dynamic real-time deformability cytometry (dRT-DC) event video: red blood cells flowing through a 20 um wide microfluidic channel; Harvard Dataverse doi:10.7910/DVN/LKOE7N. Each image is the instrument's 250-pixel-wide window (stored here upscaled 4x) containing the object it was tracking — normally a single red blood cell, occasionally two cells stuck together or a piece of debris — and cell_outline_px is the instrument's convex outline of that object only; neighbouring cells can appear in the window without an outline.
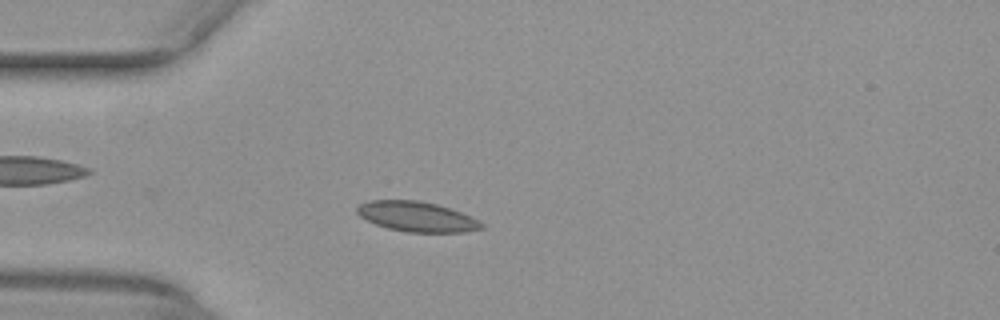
{"species": "common noctule bat (a hibernating species)", "species_latin": "Nyctalus noctula", "temperature_condition": "warm", "stored_images_in_passage": 44, "camera_frame_rate_fps": 3000, "um_per_image_px": 0.085, "animal": {"sex": "female", "body_mass_g": 29.2, "forearm_length_mm": 56.3}, "frame": {"image": 1, "passage_image": 12, "time_ms": 3.667, "image_size_px": [1000, 320], "cell_outline_px": [[484, 228], [464, 232], [408, 232], [388, 228], [376, 224], [360, 216], [356, 212], [356, 204], [368, 200], [416, 200], [436, 204], [452, 208], [472, 216], [480, 220], [484, 224]], "centroid_in_image_um": [35.45, 18.4], "position_along_channel_um": 49.6, "area_um2": 22.02}}
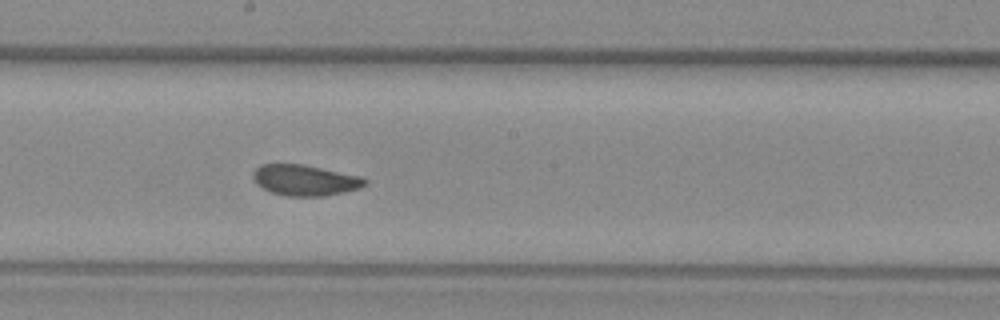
{"frame": {"image": 2, "passage_image": 26, "time_ms": 8.333, "image_size_px": [1000, 320], "cell_outline_px": [[368, 184], [360, 188], [344, 192], [324, 196], [288, 196], [272, 192], [256, 184], [252, 180], [252, 172], [260, 164], [300, 164], [364, 176], [368, 180]], "centroid_in_image_um": [25.95, 15.31], "position_along_channel_um": 222.3, "area_um2": 20.29}}
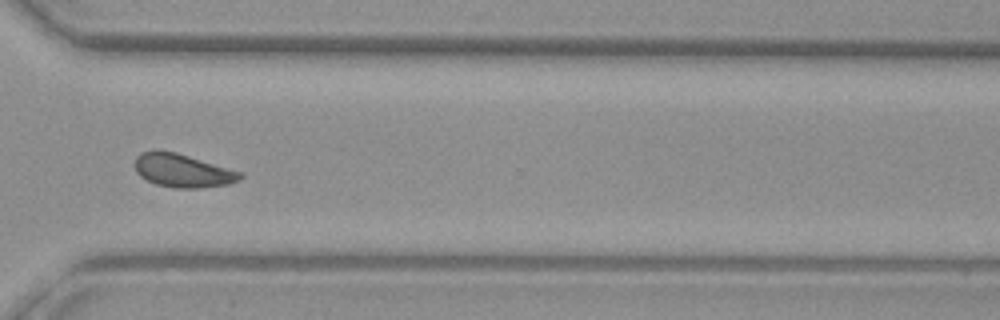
{"frame": {"image": 3, "passage_image": 36, "time_ms": 11.667, "image_size_px": [1000, 320], "cell_outline_px": [[244, 176], [240, 180], [228, 184], [200, 188], [176, 188], [156, 184], [140, 176], [136, 172], [136, 156], [140, 152], [156, 148], [176, 152], [244, 172]], "centroid_in_image_um": [15.54, 14.48], "position_along_channel_um": 355.1, "area_um2": 20.81}, "authors_computed_cell_mechanics": {"area_um2": 20.519, "velocity_mm_per_s": 3.9757, "shape_relaxation_time_tau1_ms": null, "shape_relaxation_time_tau2_ms": 1.072, "deformation_change_tau1": null, "deformation_change_tau2": 0.0611}}